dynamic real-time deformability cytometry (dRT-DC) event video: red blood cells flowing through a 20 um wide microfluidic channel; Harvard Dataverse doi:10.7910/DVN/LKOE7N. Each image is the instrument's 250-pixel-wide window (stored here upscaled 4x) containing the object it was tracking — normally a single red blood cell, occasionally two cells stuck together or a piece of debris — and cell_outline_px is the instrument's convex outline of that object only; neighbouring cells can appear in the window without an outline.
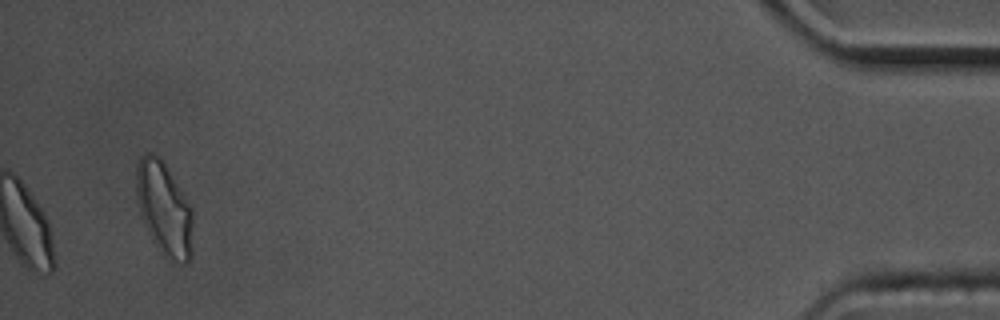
{"species": "common noctule bat (a hibernating species)", "species_latin": "Nyctalus noctula", "temperature_condition": "cold", "stored_images_in_passage": 44, "camera_frame_rate_fps": 3000, "um_per_image_px": 0.085, "animal": {"sex": "male", "body_mass_g": 17.5, "forearm_length_mm": 52.3}, "frame": {"image": 1, "passage_image": 44, "time_ms": 14.333, "image_size_px": [1000, 320], "cell_outline_px": [[192, 256], [188, 264], [172, 264], [160, 252], [152, 240], [144, 224], [140, 212], [136, 196], [136, 164], [140, 156], [148, 152], [152, 152], [164, 164], [188, 204], [192, 212]], "centroid_in_image_um": [13.94, 17.84], "position_along_channel_um": 421.3, "area_um2": 30.69}, "authors_computed_cell_mechanics": {"area_um2": 20.7502, "velocity_mm_per_s": 3.447, "shape_relaxation_time_tau1_ms": 3.111, "shape_relaxation_time_tau2_ms": null, "deformation_change_tau1": 0.0859, "deformation_change_tau2": null}}